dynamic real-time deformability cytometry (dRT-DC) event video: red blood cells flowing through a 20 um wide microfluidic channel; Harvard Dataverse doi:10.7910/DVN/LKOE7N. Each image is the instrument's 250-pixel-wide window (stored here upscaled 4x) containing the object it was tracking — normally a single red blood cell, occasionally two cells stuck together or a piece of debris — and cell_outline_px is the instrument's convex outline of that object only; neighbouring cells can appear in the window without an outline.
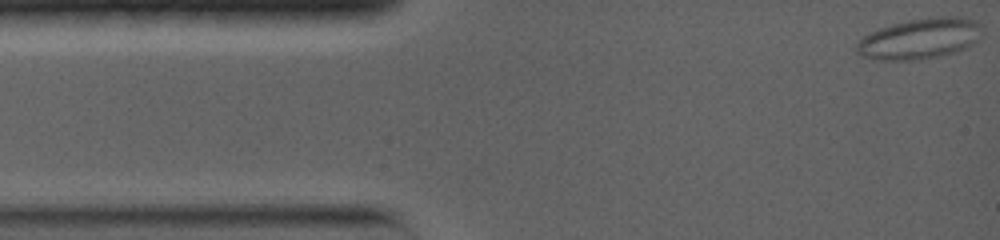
{"species": "common noctule bat (a hibernating species)", "species_latin": "Nyctalus noctula", "temperature_condition": "warm", "stored_images_in_passage": 79, "camera_frame_rate_fps": 5000, "um_per_image_px": 0.085, "animal": {"sex": "female", "body_mass_g": 19.0, "forearm_length_mm": 56.7}, "frame": {"image": 1, "passage_image": 1, "time_ms": 0.0, "image_size_px": [1000, 240], "cell_outline_px": [[980, 36], [968, 48], [920, 60], [876, 60], [860, 56], [856, 52], [856, 44], [864, 36], [880, 28], [892, 24], [908, 20], [928, 16], [964, 16], [980, 24]], "centroid_in_image_um": [78.16, 3.28], "position_along_channel_um": 6.8, "area_um2": 29.82}}
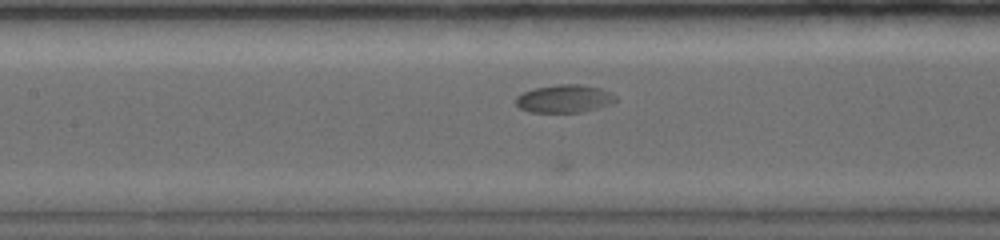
{"frame": {"image": 2, "passage_image": 33, "time_ms": 6.4, "image_size_px": [1000, 240], "cell_outline_px": [[616, 100], [612, 104], [580, 112], [528, 112], [520, 108], [516, 104], [516, 96], [524, 92], [536, 88], [556, 84], [580, 84], [600, 88], [612, 92], [616, 96]], "centroid_in_image_um": [47.99, 8.38], "position_along_channel_um": 159.4, "area_um2": 16.24}}
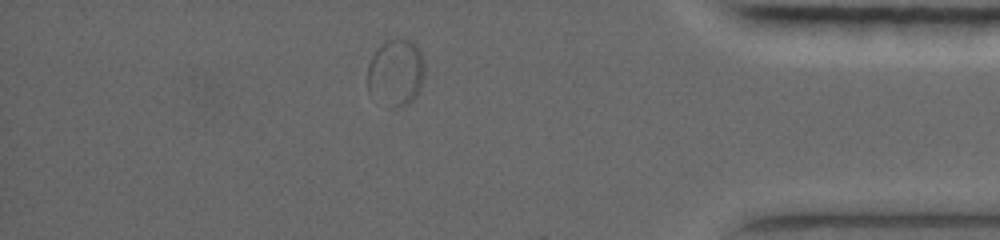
{"frame": {"image": 3, "passage_image": 71, "time_ms": 14.0, "image_size_px": [1000, 240], "cell_outline_px": [[424, 76], [420, 88], [416, 96], [408, 104], [392, 108], [388, 108], [368, 92], [368, 64], [376, 48], [384, 40], [396, 36], [408, 40], [416, 44], [420, 52], [424, 64]], "centroid_in_image_um": [33.63, 6.14], "position_along_channel_um": 401.6, "area_um2": 22.77}}